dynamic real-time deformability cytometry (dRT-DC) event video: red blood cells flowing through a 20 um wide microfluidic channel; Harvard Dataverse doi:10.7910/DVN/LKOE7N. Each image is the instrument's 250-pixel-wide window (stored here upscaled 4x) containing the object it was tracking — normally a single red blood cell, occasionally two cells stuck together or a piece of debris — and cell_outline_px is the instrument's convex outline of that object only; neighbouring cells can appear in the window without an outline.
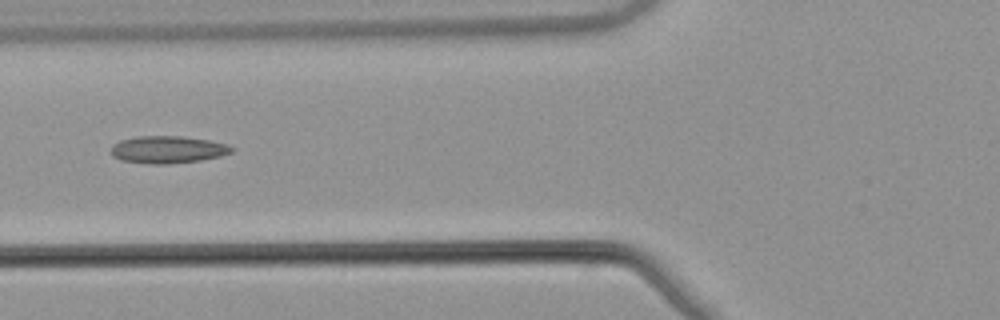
{"species": "common noctule bat (a hibernating species)", "species_latin": "Nyctalus noctula", "temperature_condition": "warm", "stored_images_in_passage": 13, "camera_frame_rate_fps": 3000, "um_per_image_px": 0.085, "animal": {"sex": "male", "body_mass_g": 21.5, "forearm_length_mm": 52.0}, "frame": {"image": 1, "passage_image": 6, "time_ms": 1.667, "image_size_px": [1000, 320], "cell_outline_px": [[236, 148], [232, 152], [220, 156], [200, 160], [168, 164], [148, 164], [120, 160], [112, 156], [112, 144], [120, 140], [136, 136], [184, 136], [208, 140], [228, 144]], "centroid_in_image_um": [14.26, 12.71], "position_along_channel_um": 111.5, "area_um2": 19.36}}